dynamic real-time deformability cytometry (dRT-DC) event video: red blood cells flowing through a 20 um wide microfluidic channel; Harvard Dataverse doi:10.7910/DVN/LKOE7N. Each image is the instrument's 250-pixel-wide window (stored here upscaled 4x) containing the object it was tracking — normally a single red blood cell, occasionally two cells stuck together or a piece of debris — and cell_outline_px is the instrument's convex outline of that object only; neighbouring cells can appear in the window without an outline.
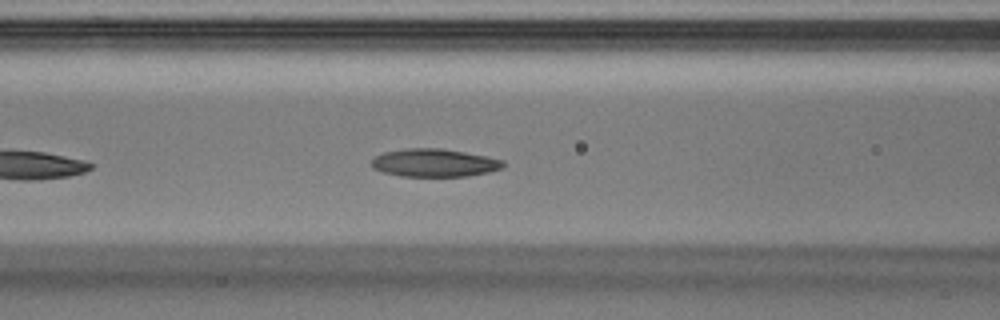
{"species": "Egyptian fruit bat (a non-hibernating species)", "species_latin": "Rousettus aegyptiacus", "temperature_condition": "warm", "stored_images_in_passage": 16, "camera_frame_rate_fps": 3000, "um_per_image_px": 0.085, "animal": {"sex": "male"}, "frame": {"image": 1, "passage_image": 7, "time_ms": 2.0, "image_size_px": [1000, 320], "cell_outline_px": [[504, 168], [488, 172], [468, 176], [400, 176], [384, 172], [372, 168], [372, 160], [376, 156], [384, 152], [408, 148], [444, 148], [504, 160]], "centroid_in_image_um": [36.93, 13.84], "position_along_channel_um": 129.7, "area_um2": 21.39}}